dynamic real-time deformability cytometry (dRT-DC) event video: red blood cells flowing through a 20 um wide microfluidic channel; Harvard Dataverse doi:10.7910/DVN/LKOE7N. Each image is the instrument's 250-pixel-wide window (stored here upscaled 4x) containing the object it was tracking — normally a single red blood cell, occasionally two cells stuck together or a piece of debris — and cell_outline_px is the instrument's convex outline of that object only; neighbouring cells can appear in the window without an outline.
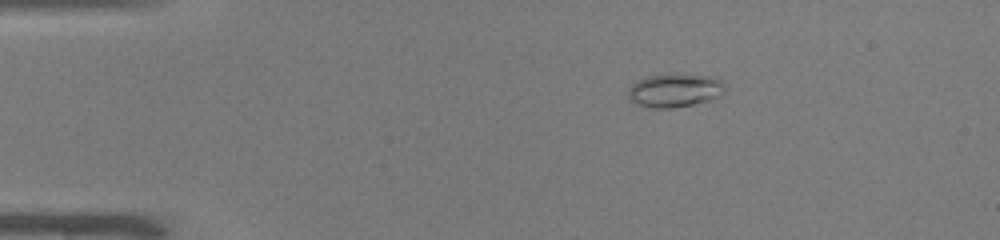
{"species": "common noctule bat (a hibernating species)", "species_latin": "Nyctalus noctula", "temperature_condition": "warm", "stored_images_in_passage": 42, "camera_frame_rate_fps": 3000, "um_per_image_px": 0.085, "animal": {"sex": "male", "body_mass_g": 19.0, "forearm_length_mm": 50.8}, "frame": {"image": 1, "passage_image": 1, "time_ms": 0.0, "image_size_px": [1000, 240], "cell_outline_px": [[724, 92], [720, 96], [708, 100], [692, 104], [672, 108], [648, 108], [636, 104], [628, 96], [628, 88], [632, 84], [648, 76], [672, 72], [716, 76], [724, 84]], "centroid_in_image_um": [57.36, 7.65], "position_along_channel_um": 27.6, "area_um2": 19.31}}
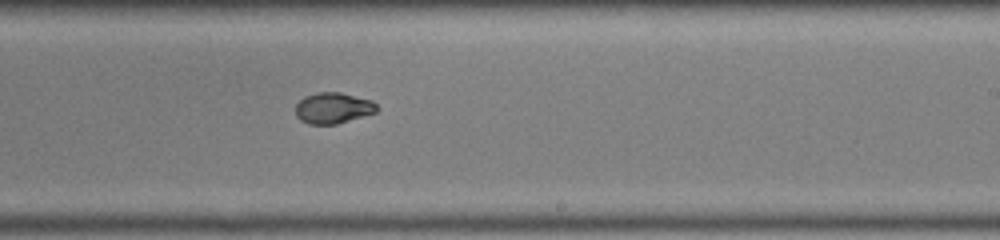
{"frame": {"image": 2, "passage_image": 23, "time_ms": 7.333, "image_size_px": [1000, 240], "cell_outline_px": [[380, 108], [376, 112], [336, 124], [308, 124], [300, 120], [296, 116], [296, 104], [304, 96], [316, 92], [340, 92], [372, 100]], "centroid_in_image_um": [28.31, 9.17], "position_along_channel_um": 260.7, "area_um2": 14.74}}
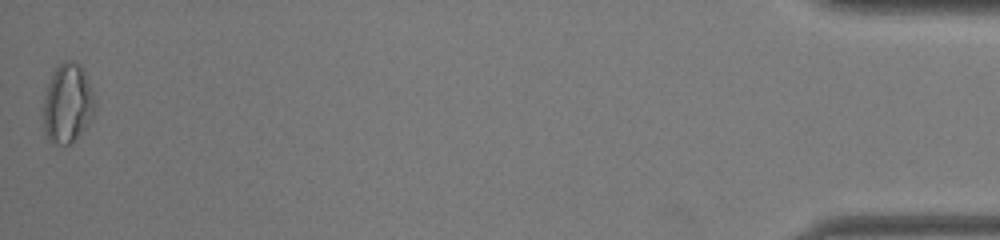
{"frame": {"image": 3, "passage_image": 42, "time_ms": 13.667, "image_size_px": [1000, 240], "cell_outline_px": [[96, 108], [88, 124], [68, 144], [52, 144], [48, 140], [44, 132], [40, 108], [52, 72], [64, 60], [72, 60], [80, 64], [92, 88], [96, 100]], "centroid_in_image_um": [5.71, 8.78], "position_along_channel_um": 429.5, "area_um2": 24.33}}